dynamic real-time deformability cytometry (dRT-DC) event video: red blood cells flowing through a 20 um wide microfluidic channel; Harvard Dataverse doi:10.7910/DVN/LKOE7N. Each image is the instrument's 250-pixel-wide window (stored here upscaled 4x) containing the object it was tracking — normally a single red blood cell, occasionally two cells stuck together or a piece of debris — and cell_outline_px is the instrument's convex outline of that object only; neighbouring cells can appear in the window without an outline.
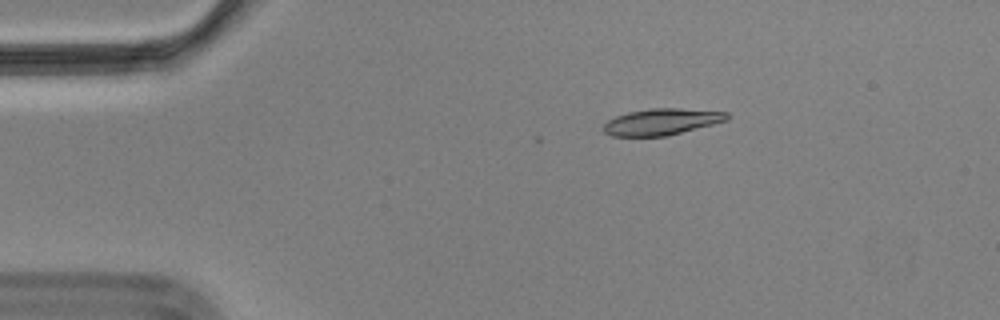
{"species": "Egyptian fruit bat (a non-hibernating species)", "species_latin": "Rousettus aegyptiacus", "temperature_condition": "cold", "stored_images_in_passage": 2, "camera_frame_rate_fps": 3000, "um_per_image_px": 0.085, "animal": {"sex": "male"}, "frame": {"image": 1, "passage_image": 2, "time_ms": 0.333, "image_size_px": [1000, 320], "cell_outline_px": [[728, 120], [668, 136], [612, 136], [604, 132], [604, 124], [608, 120], [616, 116], [628, 112], [652, 108], [680, 108], [728, 112]], "centroid_in_image_um": [56.25, 10.35], "position_along_channel_um": 28.8, "area_um2": 18.96}}